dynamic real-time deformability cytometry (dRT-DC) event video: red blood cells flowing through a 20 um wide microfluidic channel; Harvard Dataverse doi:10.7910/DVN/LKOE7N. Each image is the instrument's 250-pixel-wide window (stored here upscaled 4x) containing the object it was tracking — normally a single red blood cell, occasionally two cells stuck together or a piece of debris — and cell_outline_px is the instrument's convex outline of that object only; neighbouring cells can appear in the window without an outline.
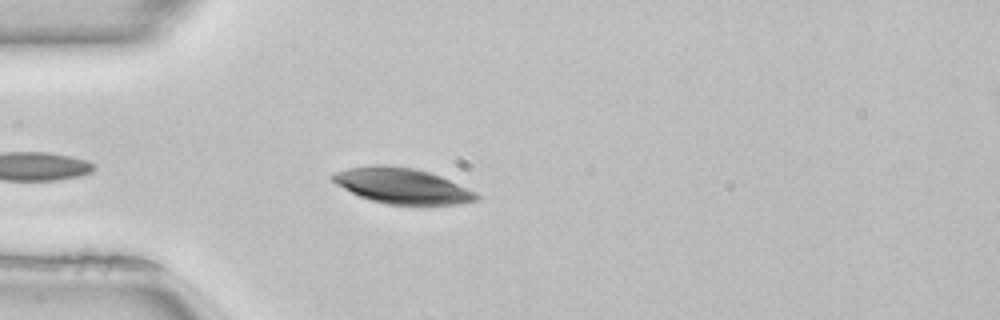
{"species": "common noctule bat (a hibernating species)", "species_latin": "Nyctalus noctula", "temperature_condition": "room temperature", "stored_images_in_passage": 8, "camera_frame_rate_fps": 3000, "um_per_image_px": 0.085, "animal": {"sex": "female", "body_mass_g": 22.7, "forearm_length_mm": 54.2}, "frame": {"image": 1, "passage_image": 6, "time_ms": 1.667, "image_size_px": [1000, 320], "cell_outline_px": [[480, 200], [456, 204], [420, 208], [384, 204], [360, 196], [336, 184], [332, 180], [332, 176], [336, 172], [348, 168], [376, 164], [380, 164], [416, 168], [440, 176], [476, 192], [480, 196]], "centroid_in_image_um": [34.25, 15.84], "position_along_channel_um": 50.8, "area_um2": 30.52}}